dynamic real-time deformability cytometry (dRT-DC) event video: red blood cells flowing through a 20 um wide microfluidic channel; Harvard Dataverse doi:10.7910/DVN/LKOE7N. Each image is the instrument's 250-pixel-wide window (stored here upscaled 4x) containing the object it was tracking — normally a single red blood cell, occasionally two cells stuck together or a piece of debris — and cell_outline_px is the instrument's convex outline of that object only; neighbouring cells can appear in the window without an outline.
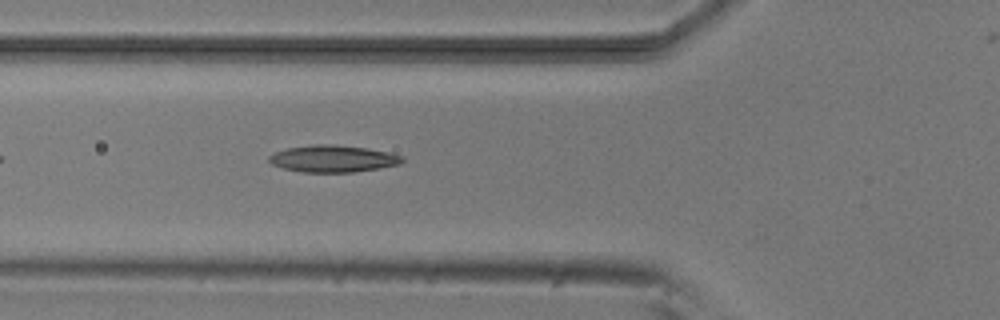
{"species": "common noctule bat (a hibernating species)", "species_latin": "Nyctalus noctula", "temperature_condition": "room temperature", "stored_images_in_passage": 3, "camera_frame_rate_fps": 3000, "um_per_image_px": 0.085, "animal": {"sex": "male", "body_mass_g": 20.5, "forearm_length_mm": 52.5}, "frame": {"image": 1, "passage_image": 3, "time_ms": 2.667, "image_size_px": [1000, 320], "cell_outline_px": [[404, 160], [400, 164], [380, 168], [352, 172], [304, 172], [284, 168], [272, 164], [268, 160], [268, 156], [276, 152], [288, 148], [316, 144], [332, 144], [364, 148], [388, 152], [404, 156]], "centroid_in_image_um": [28.32, 13.49], "position_along_channel_um": 97.5, "area_um2": 20.69}}